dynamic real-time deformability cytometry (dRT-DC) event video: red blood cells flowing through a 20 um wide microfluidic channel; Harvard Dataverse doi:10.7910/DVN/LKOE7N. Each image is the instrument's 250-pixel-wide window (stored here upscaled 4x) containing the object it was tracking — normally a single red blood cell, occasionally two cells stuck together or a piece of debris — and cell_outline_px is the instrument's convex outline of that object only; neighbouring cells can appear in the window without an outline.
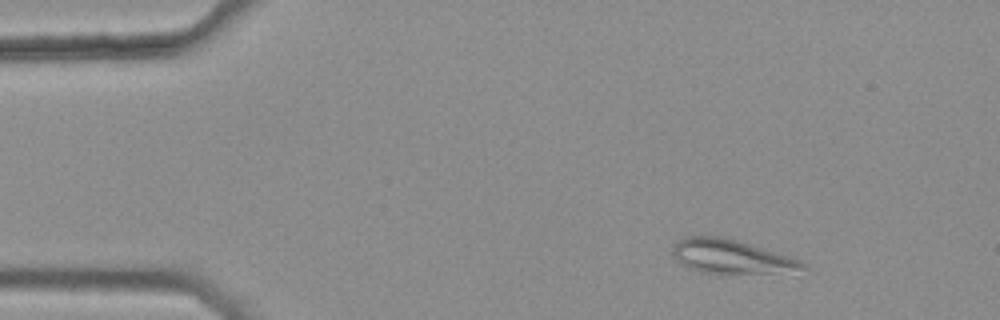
{"species": "common noctule bat (a hibernating species)", "species_latin": "Nyctalus noctula", "temperature_condition": "warm", "stored_images_in_passage": 4, "camera_frame_rate_fps": 3000, "um_per_image_px": 0.085, "animal": {"sex": "female", "body_mass_g": 25.1}, "frame": {"image": 1, "passage_image": 1, "time_ms": 0.0, "image_size_px": [1000, 320], "cell_outline_px": [[808, 268], [772, 272], [700, 272], [688, 268], [680, 264], [672, 256], [672, 244], [676, 240], [684, 236], [724, 236], [764, 248], [800, 260]], "centroid_in_image_um": [62.01, 21.76], "position_along_channel_um": 23.0, "area_um2": 25.32}}